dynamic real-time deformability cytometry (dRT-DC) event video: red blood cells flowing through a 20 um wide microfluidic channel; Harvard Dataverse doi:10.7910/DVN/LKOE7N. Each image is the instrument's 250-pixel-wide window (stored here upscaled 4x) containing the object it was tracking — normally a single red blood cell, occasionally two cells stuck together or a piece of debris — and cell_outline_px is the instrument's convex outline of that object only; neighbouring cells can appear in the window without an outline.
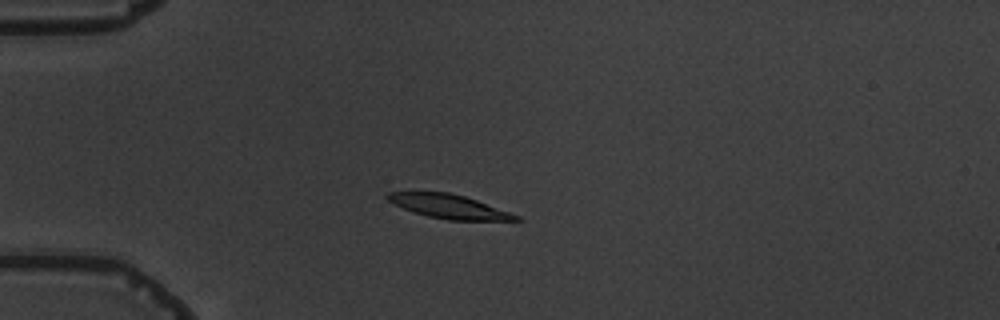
{"species": "common noctule bat (a hibernating species)", "species_latin": "Nyctalus noctula", "temperature_condition": "warm", "stored_images_in_passage": 8, "camera_frame_rate_fps": 3000, "um_per_image_px": 0.085, "animal": {"sex": "male", "body_mass_g": 19.5, "forearm_length_mm": 54.6}, "frame": {"image": 1, "passage_image": 4, "time_ms": 3.667, "image_size_px": [1000, 320], "cell_outline_px": [[520, 220], [448, 220], [428, 216], [404, 208], [388, 200], [384, 196], [388, 192], [448, 192], [464, 196], [476, 200], [520, 216]], "centroid_in_image_um": [38.15, 17.54], "position_along_channel_um": 46.9, "area_um2": 17.46}}
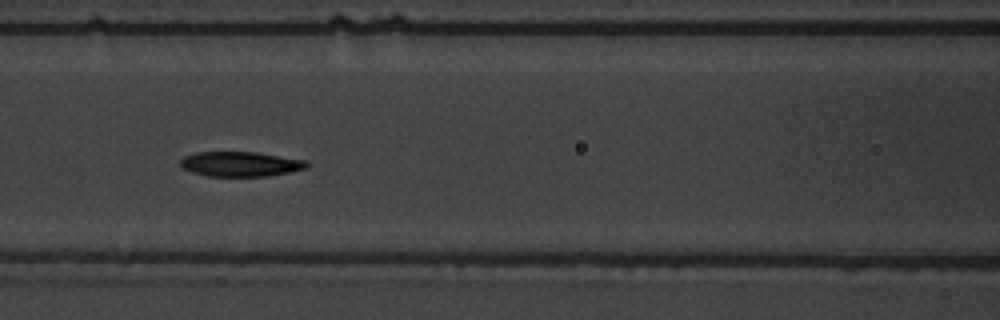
{"frame": {"image": 2, "passage_image": 7, "time_ms": 7.0, "image_size_px": [1000, 320], "cell_outline_px": [[308, 168], [268, 176], [208, 176], [192, 172], [184, 168], [180, 164], [180, 160], [184, 156], [196, 152], [256, 152], [308, 160]], "centroid_in_image_um": [20.46, 13.94], "position_along_channel_um": 146.1, "area_um2": 18.32}}
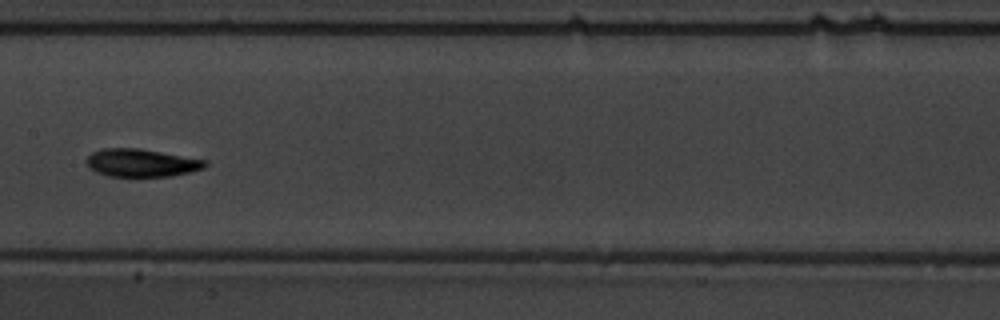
{"frame": {"image": 3, "passage_image": 8, "time_ms": 8.333, "image_size_px": [1000, 320], "cell_outline_px": [[208, 164], [204, 168], [172, 176], [108, 176], [96, 172], [88, 168], [88, 156], [92, 152], [100, 148], [140, 148], [208, 160]], "centroid_in_image_um": [12.03, 13.83], "position_along_channel_um": 195.4, "area_um2": 19.31}}